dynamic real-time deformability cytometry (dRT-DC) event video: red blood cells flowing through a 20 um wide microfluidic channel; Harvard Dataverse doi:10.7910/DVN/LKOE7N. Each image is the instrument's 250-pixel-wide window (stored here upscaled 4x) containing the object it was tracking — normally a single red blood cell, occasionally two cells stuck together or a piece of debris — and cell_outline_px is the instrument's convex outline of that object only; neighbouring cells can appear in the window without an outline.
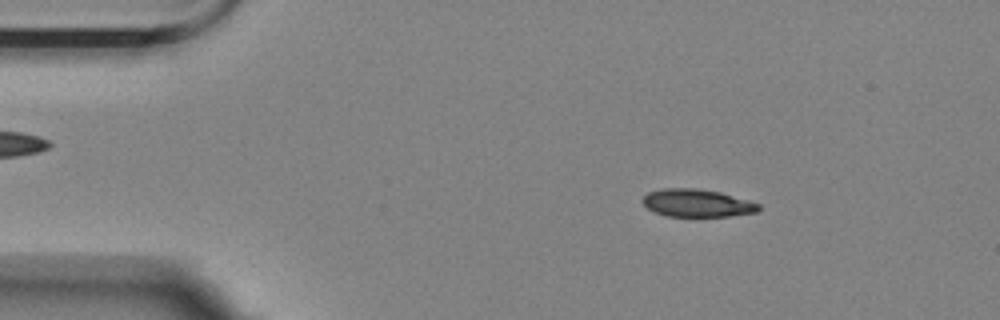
{"species": "Egyptian fruit bat (a non-hibernating species)", "species_latin": "Rousettus aegyptiacus", "temperature_condition": "room temperature", "stored_images_in_passage": 56, "camera_frame_rate_fps": 3000, "um_per_image_px": 0.085, "animal": {"sex": "female"}, "frame": {"image": 1, "passage_image": 8, "time_ms": 2.333, "image_size_px": [1000, 320], "cell_outline_px": [[760, 208], [756, 212], [728, 216], [668, 216], [656, 212], [648, 208], [640, 200], [648, 192], [664, 188], [700, 188], [720, 192], [748, 200], [760, 204]], "centroid_in_image_um": [59.24, 17.25], "position_along_channel_um": 25.8, "area_um2": 18.67}}
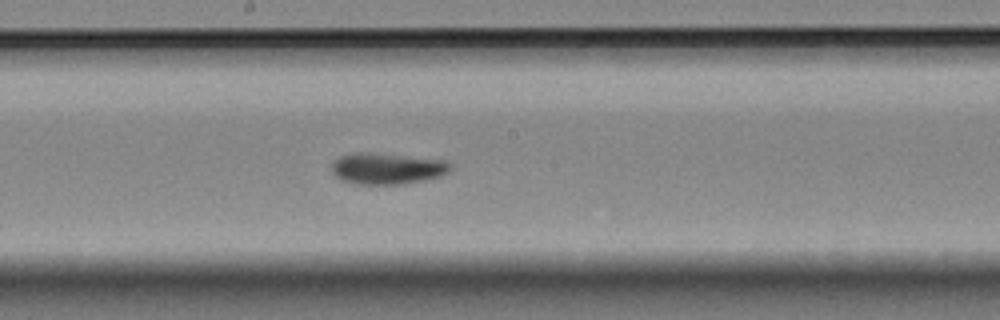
{"frame": {"image": 2, "passage_image": 29, "time_ms": 9.333, "image_size_px": [1000, 320], "cell_outline_px": [[452, 168], [448, 172], [440, 176], [424, 180], [400, 184], [360, 184], [340, 180], [332, 172], [332, 164], [340, 156], [356, 152], [368, 152], [448, 160], [452, 164]], "centroid_in_image_um": [32.93, 14.32], "position_along_channel_um": 215.3, "area_um2": 21.68}}
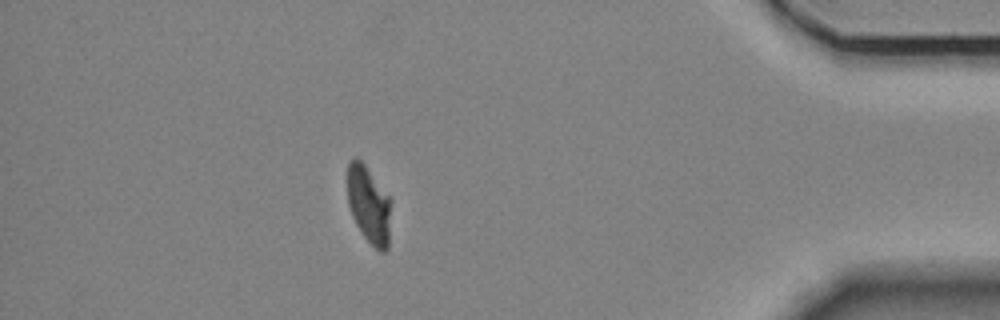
{"frame": {"image": 3, "passage_image": 49, "time_ms": 16.0, "image_size_px": [1000, 320], "cell_outline_px": [[392, 200], [388, 248], [384, 252], [380, 252], [364, 236], [356, 224], [352, 216], [348, 204], [348, 164], [356, 156], [364, 164]], "centroid_in_image_um": [31.38, 17.42], "position_along_channel_um": 403.8, "area_um2": 19.59}, "authors_computed_cell_mechanics": {"area_um2": 20.7502, "velocity_mm_per_s": 3.5056, "shape_relaxation_time_tau1_ms": 4.0609, "shape_relaxation_time_tau2_ms": 1.5707, "deformation_change_tau1": 0.1573, "deformation_change_tau2": 0.0606}}